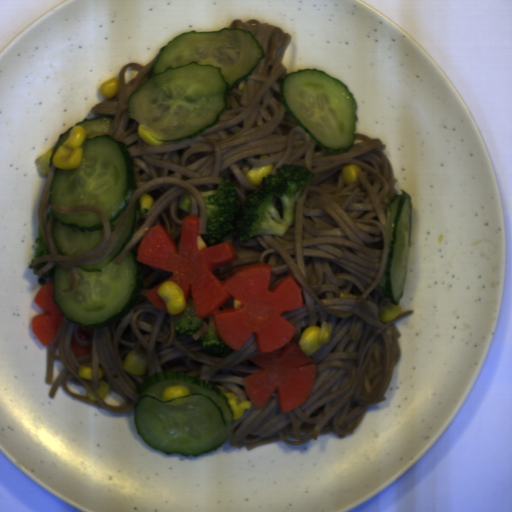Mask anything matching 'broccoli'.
Instances as JSON below:
<instances>
[{"label":"broccoli","mask_w":512,"mask_h":512,"mask_svg":"<svg viewBox=\"0 0 512 512\" xmlns=\"http://www.w3.org/2000/svg\"><path fill=\"white\" fill-rule=\"evenodd\" d=\"M199 344L204 352L214 357L225 358L230 353L234 352V349L219 335L215 325L214 315L210 316L208 332L201 337Z\"/></svg>","instance_id":"3"},{"label":"broccoli","mask_w":512,"mask_h":512,"mask_svg":"<svg viewBox=\"0 0 512 512\" xmlns=\"http://www.w3.org/2000/svg\"><path fill=\"white\" fill-rule=\"evenodd\" d=\"M36 244H37V246L34 249L35 254L32 257L30 264L28 265V268H31V269L34 268V262L37 258H39L40 256L49 255L40 224L38 226V234H37Z\"/></svg>","instance_id":"4"},{"label":"broccoli","mask_w":512,"mask_h":512,"mask_svg":"<svg viewBox=\"0 0 512 512\" xmlns=\"http://www.w3.org/2000/svg\"><path fill=\"white\" fill-rule=\"evenodd\" d=\"M174 323V330L179 336H194L201 330L203 319H200L197 315L192 292L189 291L185 309L180 317L174 319Z\"/></svg>","instance_id":"2"},{"label":"broccoli","mask_w":512,"mask_h":512,"mask_svg":"<svg viewBox=\"0 0 512 512\" xmlns=\"http://www.w3.org/2000/svg\"><path fill=\"white\" fill-rule=\"evenodd\" d=\"M56 267H52L49 270H47L39 279H38V285L44 286L46 285L50 280H53V274Z\"/></svg>","instance_id":"5"},{"label":"broccoli","mask_w":512,"mask_h":512,"mask_svg":"<svg viewBox=\"0 0 512 512\" xmlns=\"http://www.w3.org/2000/svg\"><path fill=\"white\" fill-rule=\"evenodd\" d=\"M314 176L302 165L280 166L275 175L261 178L260 188L244 197L242 206L231 176L224 178L218 188L200 192L206 213L205 233L200 236L205 245L211 247L223 243L232 232L239 236L241 243H247L255 236L279 238L286 235L295 222L296 203ZM274 195L282 202L283 220L272 204Z\"/></svg>","instance_id":"1"}]
</instances>
